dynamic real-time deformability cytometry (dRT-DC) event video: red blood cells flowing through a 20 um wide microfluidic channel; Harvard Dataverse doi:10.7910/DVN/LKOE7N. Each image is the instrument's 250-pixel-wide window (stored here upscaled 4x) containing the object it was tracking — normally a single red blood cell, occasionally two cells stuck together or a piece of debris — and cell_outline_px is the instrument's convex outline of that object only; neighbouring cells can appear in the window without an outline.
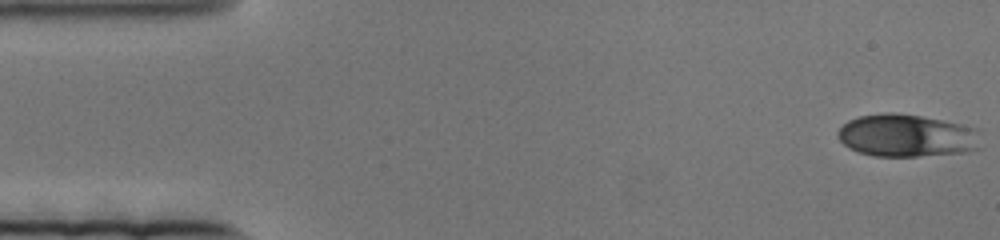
{"species": "human", "species_latin": "Homo sapiens", "temperature_condition": "cold", "stored_images_in_passage": 81, "camera_frame_rate_fps": 3000, "um_per_image_px": 0.085, "donor": {"sex": "female"}, "frame": {"image": 1, "passage_image": 1, "time_ms": 0.0, "image_size_px": [1000, 240], "cell_outline_px": [[980, 148], [964, 152], [916, 156], [876, 156], [860, 152], [848, 148], [836, 136], [836, 132], [848, 120], [860, 116], [884, 112], [892, 112], [920, 116], [980, 128]], "centroid_in_image_um": [77.09, 11.52], "position_along_channel_um": 7.9, "area_um2": 35.6}}
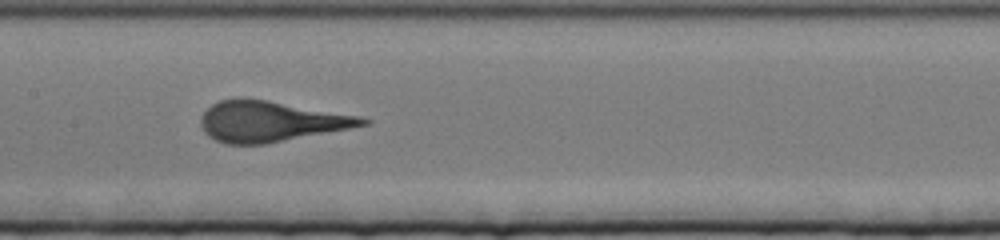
{"frame": {"image": 2, "passage_image": 38, "time_ms": 12.333, "image_size_px": [1000, 240], "cell_outline_px": [[372, 124], [264, 144], [224, 144], [208, 136], [204, 132], [200, 124], [200, 116], [212, 104], [220, 100], [268, 100], [360, 116], [372, 120]], "centroid_in_image_um": [23.03, 10.34], "position_along_channel_um": 184.4, "area_um2": 37.8}}
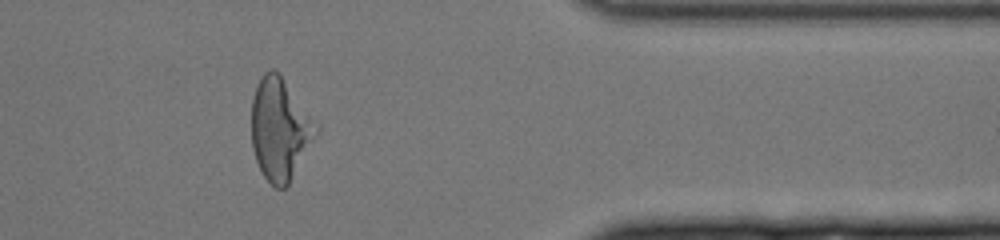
{"frame": {"image": 3, "passage_image": 66, "time_ms": 21.667, "image_size_px": [1000, 240], "cell_outline_px": [[320, 132], [288, 184], [284, 188], [276, 188], [264, 176], [256, 160], [252, 148], [252, 100], [256, 84], [264, 72], [272, 68], [276, 68], [280, 72], [320, 124]], "centroid_in_image_um": [23.84, 10.91], "position_along_channel_um": 387.6, "area_um2": 39.19}}